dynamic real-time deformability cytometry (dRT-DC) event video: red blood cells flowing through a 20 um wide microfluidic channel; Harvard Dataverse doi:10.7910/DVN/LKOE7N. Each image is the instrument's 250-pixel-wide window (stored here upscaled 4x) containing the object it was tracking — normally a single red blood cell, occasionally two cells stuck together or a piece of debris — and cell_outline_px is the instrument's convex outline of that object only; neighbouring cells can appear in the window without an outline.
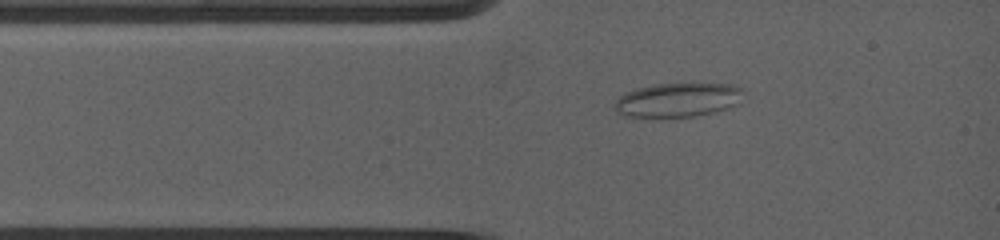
{"species": "common noctule bat (a hibernating species)", "species_latin": "Nyctalus noctula", "temperature_condition": "warm", "stored_images_in_passage": 35, "camera_frame_rate_fps": 5000, "um_per_image_px": 0.085, "animal": {"sex": "female", "body_mass_g": 19.0, "forearm_length_mm": 53.3}, "frame": {"image": 1, "passage_image": 1, "time_ms": 0.0, "image_size_px": [1000, 240], "cell_outline_px": [[740, 88], [720, 108], [708, 112], [688, 116], [636, 116], [624, 112], [616, 104], [616, 100], [624, 92], [640, 88], [660, 84], [736, 84]], "centroid_in_image_um": [57.44, 8.45], "position_along_channel_um": 27.6, "area_um2": 22.89}}
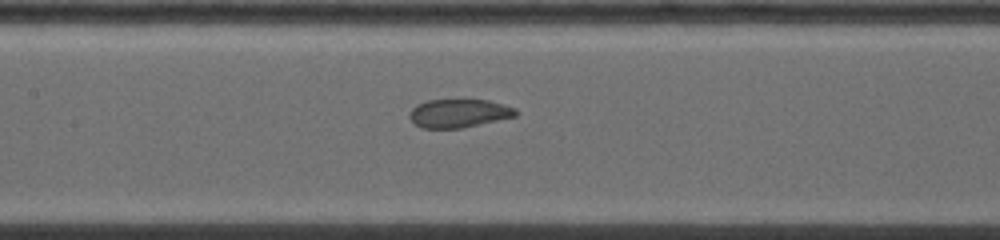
{"frame": {"image": 2, "passage_image": 10, "time_ms": 3.8, "image_size_px": [1000, 240], "cell_outline_px": [[516, 116], [460, 128], [424, 128], [416, 124], [412, 120], [412, 108], [428, 100], [488, 100], [512, 108], [516, 112]], "centroid_in_image_um": [39.0, 9.63], "position_along_channel_um": 168.4, "area_um2": 16.88}}
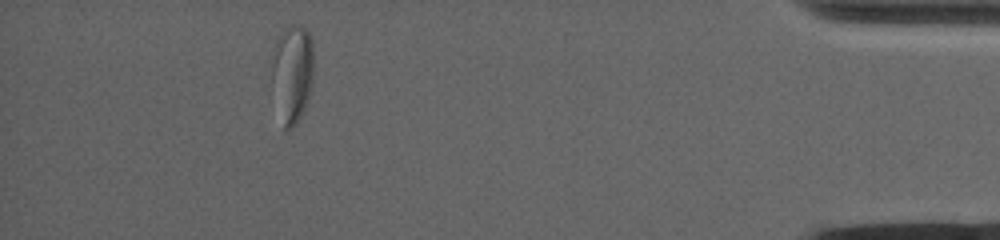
{"frame": {"image": 3, "passage_image": 31, "time_ms": 11.8, "image_size_px": [1000, 240], "cell_outline_px": [[312, 80], [304, 108], [296, 120], [288, 128], [284, 128], [276, 60], [276, 44], [284, 28], [304, 28], [308, 32], [312, 40]], "centroid_in_image_um": [24.99, 6.09], "position_along_channel_um": 410.2, "area_um2": 20.29}, "authors_computed_cell_mechanics": {"area_um2": 18.5538, "velocity_mm_per_s": 3.9198, "shape_relaxation_time_tau1_ms": null, "shape_relaxation_time_tau2_ms": 2.4187, "deformation_change_tau1": null, "deformation_change_tau2": 0.0382}}